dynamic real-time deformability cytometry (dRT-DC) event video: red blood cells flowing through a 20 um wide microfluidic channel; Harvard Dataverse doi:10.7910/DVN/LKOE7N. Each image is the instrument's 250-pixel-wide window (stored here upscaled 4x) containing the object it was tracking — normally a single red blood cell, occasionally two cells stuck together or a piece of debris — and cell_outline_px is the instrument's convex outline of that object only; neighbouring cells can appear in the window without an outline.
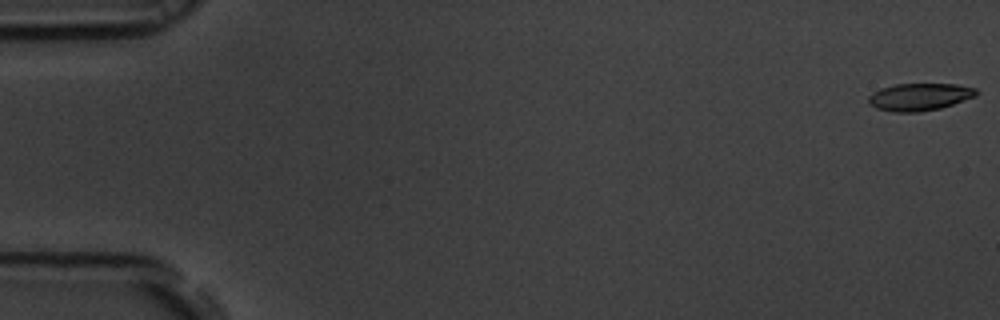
{"species": "common noctule bat (a hibernating species)", "species_latin": "Nyctalus noctula", "temperature_condition": "room temperature", "stored_images_in_passage": 56, "camera_frame_rate_fps": 3000, "um_per_image_px": 0.085, "animal": {"sex": "male", "body_mass_g": 19.5, "forearm_length_mm": 54.6}, "frame": {"image": 1, "passage_image": 1, "time_ms": 0.0, "image_size_px": [1000, 320], "cell_outline_px": [[980, 92], [976, 96], [940, 108], [916, 112], [892, 112], [876, 108], [868, 104], [868, 96], [872, 92], [880, 88], [896, 84], [956, 84], [976, 88]], "centroid_in_image_um": [78.14, 8.23], "position_along_channel_um": 6.9, "area_um2": 17.28}}
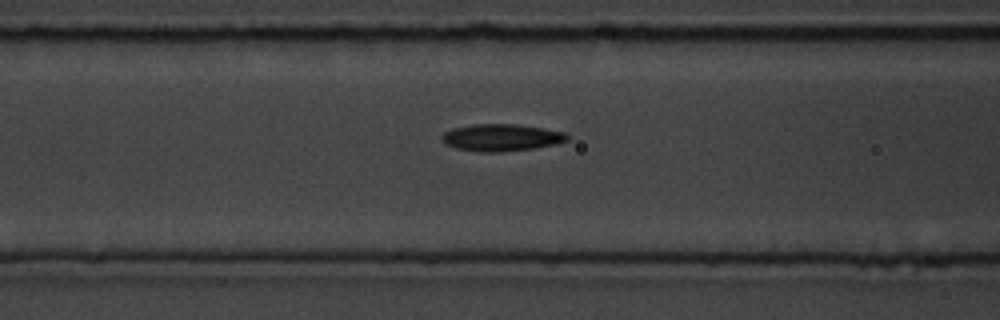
{"frame": {"image": 2, "passage_image": 23, "time_ms": 7.333, "image_size_px": [1000, 320], "cell_outline_px": [[568, 140], [556, 144], [532, 148], [500, 152], [480, 152], [456, 148], [444, 144], [440, 140], [440, 136], [444, 132], [452, 128], [476, 124], [516, 124], [564, 132], [568, 136]], "centroid_in_image_um": [42.55, 11.69], "position_along_channel_um": 124.1, "area_um2": 19.71}}
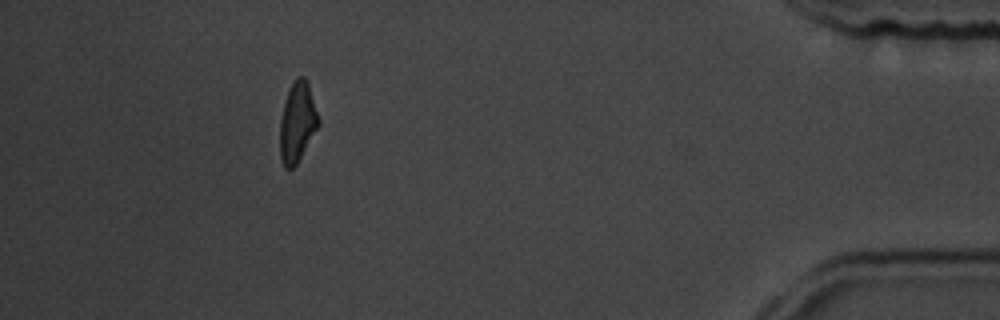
{"frame": {"image": 3, "passage_image": 51, "time_ms": 16.667, "image_size_px": [1000, 320], "cell_outline_px": [[320, 124], [296, 164], [292, 168], [284, 168], [280, 156], [280, 120], [284, 104], [288, 92], [296, 76], [304, 76], [308, 84], [320, 120]], "centroid_in_image_um": [25.27, 10.39], "position_along_channel_um": 409.9, "area_um2": 17.69}, "authors_computed_cell_mechanics": {"area_um2": 18.4382, "velocity_mm_per_s": 3.6708, "shape_relaxation_time_tau1_ms": 5.5085, "shape_relaxation_time_tau2_ms": 2.7234, "deformation_change_tau1": 0.1667, "deformation_change_tau2": 0.1095}}